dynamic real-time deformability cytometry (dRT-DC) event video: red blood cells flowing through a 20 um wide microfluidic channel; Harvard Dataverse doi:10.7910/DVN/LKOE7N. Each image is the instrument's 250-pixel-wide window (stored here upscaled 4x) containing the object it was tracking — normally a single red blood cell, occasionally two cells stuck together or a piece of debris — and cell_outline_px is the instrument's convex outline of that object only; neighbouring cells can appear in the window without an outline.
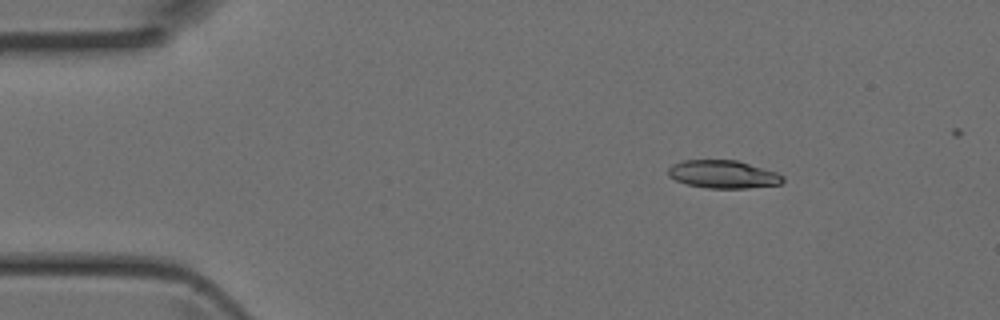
{"species": "Egyptian fruit bat (a non-hibernating species)", "species_latin": "Rousettus aegyptiacus", "temperature_condition": "room temperature", "stored_images_in_passage": 4, "camera_frame_rate_fps": 3000, "um_per_image_px": 0.085, "animal": {"sex": "female"}, "frame": {"image": 1, "passage_image": 2, "time_ms": 0.333, "image_size_px": [1000, 320], "cell_outline_px": [[784, 180], [780, 184], [748, 188], [708, 188], [688, 184], [676, 180], [668, 176], [668, 168], [672, 164], [680, 160], [736, 160], [776, 172], [784, 176]], "centroid_in_image_um": [61.45, 14.81], "position_along_channel_um": 23.6, "area_um2": 18.61}}